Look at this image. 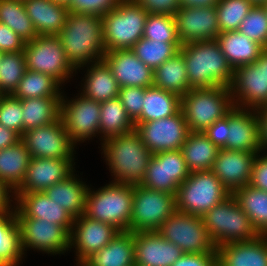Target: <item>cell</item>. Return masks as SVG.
Returning a JSON list of instances; mask_svg holds the SVG:
<instances>
[{"mask_svg":"<svg viewBox=\"0 0 267 266\" xmlns=\"http://www.w3.org/2000/svg\"><path fill=\"white\" fill-rule=\"evenodd\" d=\"M58 37L68 61L76 71L103 60L107 52L104 44L103 18L99 15L69 12Z\"/></svg>","mask_w":267,"mask_h":266,"instance_id":"cell-1","label":"cell"},{"mask_svg":"<svg viewBox=\"0 0 267 266\" xmlns=\"http://www.w3.org/2000/svg\"><path fill=\"white\" fill-rule=\"evenodd\" d=\"M101 147V154L114 177L112 182L141 184L153 154L135 129L105 140Z\"/></svg>","mask_w":267,"mask_h":266,"instance_id":"cell-2","label":"cell"},{"mask_svg":"<svg viewBox=\"0 0 267 266\" xmlns=\"http://www.w3.org/2000/svg\"><path fill=\"white\" fill-rule=\"evenodd\" d=\"M190 88L230 87L233 68L216 40L182 44Z\"/></svg>","mask_w":267,"mask_h":266,"instance_id":"cell-3","label":"cell"},{"mask_svg":"<svg viewBox=\"0 0 267 266\" xmlns=\"http://www.w3.org/2000/svg\"><path fill=\"white\" fill-rule=\"evenodd\" d=\"M109 182L97 190L89 187L84 215L119 231H130L134 185Z\"/></svg>","mask_w":267,"mask_h":266,"instance_id":"cell-4","label":"cell"},{"mask_svg":"<svg viewBox=\"0 0 267 266\" xmlns=\"http://www.w3.org/2000/svg\"><path fill=\"white\" fill-rule=\"evenodd\" d=\"M234 107L229 87L192 88L181 97V111L190 132H203Z\"/></svg>","mask_w":267,"mask_h":266,"instance_id":"cell-5","label":"cell"},{"mask_svg":"<svg viewBox=\"0 0 267 266\" xmlns=\"http://www.w3.org/2000/svg\"><path fill=\"white\" fill-rule=\"evenodd\" d=\"M202 218L216 248L233 242L250 241L259 236L232 194L206 212Z\"/></svg>","mask_w":267,"mask_h":266,"instance_id":"cell-6","label":"cell"},{"mask_svg":"<svg viewBox=\"0 0 267 266\" xmlns=\"http://www.w3.org/2000/svg\"><path fill=\"white\" fill-rule=\"evenodd\" d=\"M147 16L134 0H121L102 17L106 51L131 49L143 37Z\"/></svg>","mask_w":267,"mask_h":266,"instance_id":"cell-7","label":"cell"},{"mask_svg":"<svg viewBox=\"0 0 267 266\" xmlns=\"http://www.w3.org/2000/svg\"><path fill=\"white\" fill-rule=\"evenodd\" d=\"M230 195L211 170L191 172L177 189L176 211L203 216Z\"/></svg>","mask_w":267,"mask_h":266,"instance_id":"cell-8","label":"cell"},{"mask_svg":"<svg viewBox=\"0 0 267 266\" xmlns=\"http://www.w3.org/2000/svg\"><path fill=\"white\" fill-rule=\"evenodd\" d=\"M175 211V194L134 185L130 232L157 231Z\"/></svg>","mask_w":267,"mask_h":266,"instance_id":"cell-9","label":"cell"},{"mask_svg":"<svg viewBox=\"0 0 267 266\" xmlns=\"http://www.w3.org/2000/svg\"><path fill=\"white\" fill-rule=\"evenodd\" d=\"M23 53L28 70L50 75L61 85L78 73L68 61L58 36H37L25 43Z\"/></svg>","mask_w":267,"mask_h":266,"instance_id":"cell-10","label":"cell"},{"mask_svg":"<svg viewBox=\"0 0 267 266\" xmlns=\"http://www.w3.org/2000/svg\"><path fill=\"white\" fill-rule=\"evenodd\" d=\"M157 232L177 245L183 253H214L217 249L209 237L202 216L175 211Z\"/></svg>","mask_w":267,"mask_h":266,"instance_id":"cell-11","label":"cell"},{"mask_svg":"<svg viewBox=\"0 0 267 266\" xmlns=\"http://www.w3.org/2000/svg\"><path fill=\"white\" fill-rule=\"evenodd\" d=\"M229 89L232 103L237 108L267 106V48L255 62L234 70Z\"/></svg>","mask_w":267,"mask_h":266,"instance_id":"cell-12","label":"cell"},{"mask_svg":"<svg viewBox=\"0 0 267 266\" xmlns=\"http://www.w3.org/2000/svg\"><path fill=\"white\" fill-rule=\"evenodd\" d=\"M75 97L68 100L62 94L60 118L70 140L76 145L99 134L101 103L81 93Z\"/></svg>","mask_w":267,"mask_h":266,"instance_id":"cell-13","label":"cell"},{"mask_svg":"<svg viewBox=\"0 0 267 266\" xmlns=\"http://www.w3.org/2000/svg\"><path fill=\"white\" fill-rule=\"evenodd\" d=\"M21 141L32 158L75 159V145L64 128L61 118L49 125L23 132Z\"/></svg>","mask_w":267,"mask_h":266,"instance_id":"cell-14","label":"cell"},{"mask_svg":"<svg viewBox=\"0 0 267 266\" xmlns=\"http://www.w3.org/2000/svg\"><path fill=\"white\" fill-rule=\"evenodd\" d=\"M16 220L24 256L28 249L51 255L64 254L70 249V234L61 225L30 217H16Z\"/></svg>","mask_w":267,"mask_h":266,"instance_id":"cell-15","label":"cell"},{"mask_svg":"<svg viewBox=\"0 0 267 266\" xmlns=\"http://www.w3.org/2000/svg\"><path fill=\"white\" fill-rule=\"evenodd\" d=\"M134 125L152 154L180 150L190 132L181 110L173 116Z\"/></svg>","mask_w":267,"mask_h":266,"instance_id":"cell-16","label":"cell"},{"mask_svg":"<svg viewBox=\"0 0 267 266\" xmlns=\"http://www.w3.org/2000/svg\"><path fill=\"white\" fill-rule=\"evenodd\" d=\"M189 174L181 150L162 151L153 154L141 185L176 195L179 185L188 178Z\"/></svg>","mask_w":267,"mask_h":266,"instance_id":"cell-17","label":"cell"},{"mask_svg":"<svg viewBox=\"0 0 267 266\" xmlns=\"http://www.w3.org/2000/svg\"><path fill=\"white\" fill-rule=\"evenodd\" d=\"M118 232L113 225L92 220L84 214L75 218L69 235V248L76 250V265L109 244Z\"/></svg>","mask_w":267,"mask_h":266,"instance_id":"cell-18","label":"cell"},{"mask_svg":"<svg viewBox=\"0 0 267 266\" xmlns=\"http://www.w3.org/2000/svg\"><path fill=\"white\" fill-rule=\"evenodd\" d=\"M174 19L181 44L216 40L221 33L216 6L180 8Z\"/></svg>","mask_w":267,"mask_h":266,"instance_id":"cell-19","label":"cell"},{"mask_svg":"<svg viewBox=\"0 0 267 266\" xmlns=\"http://www.w3.org/2000/svg\"><path fill=\"white\" fill-rule=\"evenodd\" d=\"M74 159L31 158L27 171L16 193L43 192L66 179L76 170Z\"/></svg>","mask_w":267,"mask_h":266,"instance_id":"cell-20","label":"cell"},{"mask_svg":"<svg viewBox=\"0 0 267 266\" xmlns=\"http://www.w3.org/2000/svg\"><path fill=\"white\" fill-rule=\"evenodd\" d=\"M257 154L220 148L211 171L232 194L250 184Z\"/></svg>","mask_w":267,"mask_h":266,"instance_id":"cell-21","label":"cell"},{"mask_svg":"<svg viewBox=\"0 0 267 266\" xmlns=\"http://www.w3.org/2000/svg\"><path fill=\"white\" fill-rule=\"evenodd\" d=\"M136 266H172L184 253L157 231L133 233Z\"/></svg>","mask_w":267,"mask_h":266,"instance_id":"cell-22","label":"cell"},{"mask_svg":"<svg viewBox=\"0 0 267 266\" xmlns=\"http://www.w3.org/2000/svg\"><path fill=\"white\" fill-rule=\"evenodd\" d=\"M16 217L43 219L61 225L69 234L74 218L55 201L48 198L45 192L16 193Z\"/></svg>","mask_w":267,"mask_h":266,"instance_id":"cell-23","label":"cell"},{"mask_svg":"<svg viewBox=\"0 0 267 266\" xmlns=\"http://www.w3.org/2000/svg\"><path fill=\"white\" fill-rule=\"evenodd\" d=\"M103 60L110 67L120 88L153 86L154 71L139 60L132 50L106 52Z\"/></svg>","mask_w":267,"mask_h":266,"instance_id":"cell-24","label":"cell"},{"mask_svg":"<svg viewBox=\"0 0 267 266\" xmlns=\"http://www.w3.org/2000/svg\"><path fill=\"white\" fill-rule=\"evenodd\" d=\"M227 150L262 153L255 109L233 107L229 111Z\"/></svg>","mask_w":267,"mask_h":266,"instance_id":"cell-25","label":"cell"},{"mask_svg":"<svg viewBox=\"0 0 267 266\" xmlns=\"http://www.w3.org/2000/svg\"><path fill=\"white\" fill-rule=\"evenodd\" d=\"M217 266H267V235L217 247Z\"/></svg>","mask_w":267,"mask_h":266,"instance_id":"cell-26","label":"cell"},{"mask_svg":"<svg viewBox=\"0 0 267 266\" xmlns=\"http://www.w3.org/2000/svg\"><path fill=\"white\" fill-rule=\"evenodd\" d=\"M38 36H58L65 26L69 10L52 0H23Z\"/></svg>","mask_w":267,"mask_h":266,"instance_id":"cell-27","label":"cell"},{"mask_svg":"<svg viewBox=\"0 0 267 266\" xmlns=\"http://www.w3.org/2000/svg\"><path fill=\"white\" fill-rule=\"evenodd\" d=\"M134 253L133 232L119 231L109 244L79 266H136Z\"/></svg>","mask_w":267,"mask_h":266,"instance_id":"cell-28","label":"cell"},{"mask_svg":"<svg viewBox=\"0 0 267 266\" xmlns=\"http://www.w3.org/2000/svg\"><path fill=\"white\" fill-rule=\"evenodd\" d=\"M74 172L66 179L48 187L44 192L63 207L74 219L85 213L89 185Z\"/></svg>","mask_w":267,"mask_h":266,"instance_id":"cell-29","label":"cell"},{"mask_svg":"<svg viewBox=\"0 0 267 266\" xmlns=\"http://www.w3.org/2000/svg\"><path fill=\"white\" fill-rule=\"evenodd\" d=\"M84 67L88 69L85 73V79H82L81 94L100 103L119 96L120 87L104 60L83 66L82 69Z\"/></svg>","mask_w":267,"mask_h":266,"instance_id":"cell-30","label":"cell"},{"mask_svg":"<svg viewBox=\"0 0 267 266\" xmlns=\"http://www.w3.org/2000/svg\"><path fill=\"white\" fill-rule=\"evenodd\" d=\"M216 41L233 70L255 62L265 49L239 30L222 32Z\"/></svg>","mask_w":267,"mask_h":266,"instance_id":"cell-31","label":"cell"},{"mask_svg":"<svg viewBox=\"0 0 267 266\" xmlns=\"http://www.w3.org/2000/svg\"><path fill=\"white\" fill-rule=\"evenodd\" d=\"M180 150L191 173L211 170L220 148L204 132H189Z\"/></svg>","mask_w":267,"mask_h":266,"instance_id":"cell-32","label":"cell"},{"mask_svg":"<svg viewBox=\"0 0 267 266\" xmlns=\"http://www.w3.org/2000/svg\"><path fill=\"white\" fill-rule=\"evenodd\" d=\"M181 97L173 92L150 86L144 88L141 115L134 123H144L173 116L181 109Z\"/></svg>","mask_w":267,"mask_h":266,"instance_id":"cell-33","label":"cell"},{"mask_svg":"<svg viewBox=\"0 0 267 266\" xmlns=\"http://www.w3.org/2000/svg\"><path fill=\"white\" fill-rule=\"evenodd\" d=\"M23 255L15 210L0 211V266H19Z\"/></svg>","mask_w":267,"mask_h":266,"instance_id":"cell-34","label":"cell"},{"mask_svg":"<svg viewBox=\"0 0 267 266\" xmlns=\"http://www.w3.org/2000/svg\"><path fill=\"white\" fill-rule=\"evenodd\" d=\"M31 158L21 140L0 150V180L15 191L24 179Z\"/></svg>","mask_w":267,"mask_h":266,"instance_id":"cell-35","label":"cell"},{"mask_svg":"<svg viewBox=\"0 0 267 266\" xmlns=\"http://www.w3.org/2000/svg\"><path fill=\"white\" fill-rule=\"evenodd\" d=\"M153 75V86L173 92L180 97L191 89L184 57L180 52L163 62L154 70Z\"/></svg>","mask_w":267,"mask_h":266,"instance_id":"cell-36","label":"cell"},{"mask_svg":"<svg viewBox=\"0 0 267 266\" xmlns=\"http://www.w3.org/2000/svg\"><path fill=\"white\" fill-rule=\"evenodd\" d=\"M135 129L134 122L127 115V112L120 99L114 98L101 102L99 137L102 143L110 138L120 136Z\"/></svg>","mask_w":267,"mask_h":266,"instance_id":"cell-37","label":"cell"},{"mask_svg":"<svg viewBox=\"0 0 267 266\" xmlns=\"http://www.w3.org/2000/svg\"><path fill=\"white\" fill-rule=\"evenodd\" d=\"M259 235H267V192L246 185L232 193Z\"/></svg>","mask_w":267,"mask_h":266,"instance_id":"cell-38","label":"cell"},{"mask_svg":"<svg viewBox=\"0 0 267 266\" xmlns=\"http://www.w3.org/2000/svg\"><path fill=\"white\" fill-rule=\"evenodd\" d=\"M23 132L49 125L60 118L61 97H42L21 100Z\"/></svg>","mask_w":267,"mask_h":266,"instance_id":"cell-39","label":"cell"},{"mask_svg":"<svg viewBox=\"0 0 267 266\" xmlns=\"http://www.w3.org/2000/svg\"><path fill=\"white\" fill-rule=\"evenodd\" d=\"M61 84L50 75L26 70L23 78L12 94L13 97L23 100L42 97H62Z\"/></svg>","mask_w":267,"mask_h":266,"instance_id":"cell-40","label":"cell"},{"mask_svg":"<svg viewBox=\"0 0 267 266\" xmlns=\"http://www.w3.org/2000/svg\"><path fill=\"white\" fill-rule=\"evenodd\" d=\"M0 23L6 24L25 42L38 36L26 13L23 0H0Z\"/></svg>","mask_w":267,"mask_h":266,"instance_id":"cell-41","label":"cell"},{"mask_svg":"<svg viewBox=\"0 0 267 266\" xmlns=\"http://www.w3.org/2000/svg\"><path fill=\"white\" fill-rule=\"evenodd\" d=\"M181 45V43H167L142 37L130 50L136 54L139 60L154 71L163 62L179 52Z\"/></svg>","mask_w":267,"mask_h":266,"instance_id":"cell-42","label":"cell"},{"mask_svg":"<svg viewBox=\"0 0 267 266\" xmlns=\"http://www.w3.org/2000/svg\"><path fill=\"white\" fill-rule=\"evenodd\" d=\"M23 51L3 53L0 62V92L2 95H12L18 83L26 72Z\"/></svg>","mask_w":267,"mask_h":266,"instance_id":"cell-43","label":"cell"},{"mask_svg":"<svg viewBox=\"0 0 267 266\" xmlns=\"http://www.w3.org/2000/svg\"><path fill=\"white\" fill-rule=\"evenodd\" d=\"M254 5L248 0H219L216 13L220 32L239 30Z\"/></svg>","mask_w":267,"mask_h":266,"instance_id":"cell-44","label":"cell"},{"mask_svg":"<svg viewBox=\"0 0 267 266\" xmlns=\"http://www.w3.org/2000/svg\"><path fill=\"white\" fill-rule=\"evenodd\" d=\"M143 38L167 43H181L177 36L174 16L166 14H148Z\"/></svg>","mask_w":267,"mask_h":266,"instance_id":"cell-45","label":"cell"},{"mask_svg":"<svg viewBox=\"0 0 267 266\" xmlns=\"http://www.w3.org/2000/svg\"><path fill=\"white\" fill-rule=\"evenodd\" d=\"M239 32L267 48V13L262 5L251 9L241 22Z\"/></svg>","mask_w":267,"mask_h":266,"instance_id":"cell-46","label":"cell"},{"mask_svg":"<svg viewBox=\"0 0 267 266\" xmlns=\"http://www.w3.org/2000/svg\"><path fill=\"white\" fill-rule=\"evenodd\" d=\"M0 124L22 136L23 108L20 99L12 95L0 97Z\"/></svg>","mask_w":267,"mask_h":266,"instance_id":"cell-47","label":"cell"},{"mask_svg":"<svg viewBox=\"0 0 267 266\" xmlns=\"http://www.w3.org/2000/svg\"><path fill=\"white\" fill-rule=\"evenodd\" d=\"M127 115L134 122L142 112L144 102V88L143 87H121L119 89V96Z\"/></svg>","mask_w":267,"mask_h":266,"instance_id":"cell-48","label":"cell"},{"mask_svg":"<svg viewBox=\"0 0 267 266\" xmlns=\"http://www.w3.org/2000/svg\"><path fill=\"white\" fill-rule=\"evenodd\" d=\"M121 0H71L67 5L69 12L99 15L103 17L114 9Z\"/></svg>","mask_w":267,"mask_h":266,"instance_id":"cell-49","label":"cell"},{"mask_svg":"<svg viewBox=\"0 0 267 266\" xmlns=\"http://www.w3.org/2000/svg\"><path fill=\"white\" fill-rule=\"evenodd\" d=\"M148 14H166L174 16L181 8L179 0H134Z\"/></svg>","mask_w":267,"mask_h":266,"instance_id":"cell-50","label":"cell"},{"mask_svg":"<svg viewBox=\"0 0 267 266\" xmlns=\"http://www.w3.org/2000/svg\"><path fill=\"white\" fill-rule=\"evenodd\" d=\"M25 43L26 42L6 24L0 23V51L2 53L23 51Z\"/></svg>","mask_w":267,"mask_h":266,"instance_id":"cell-51","label":"cell"},{"mask_svg":"<svg viewBox=\"0 0 267 266\" xmlns=\"http://www.w3.org/2000/svg\"><path fill=\"white\" fill-rule=\"evenodd\" d=\"M203 132L213 144L219 148H226L229 136V112L224 118L217 120Z\"/></svg>","mask_w":267,"mask_h":266,"instance_id":"cell-52","label":"cell"},{"mask_svg":"<svg viewBox=\"0 0 267 266\" xmlns=\"http://www.w3.org/2000/svg\"><path fill=\"white\" fill-rule=\"evenodd\" d=\"M249 185L267 192V152L257 154Z\"/></svg>","mask_w":267,"mask_h":266,"instance_id":"cell-53","label":"cell"},{"mask_svg":"<svg viewBox=\"0 0 267 266\" xmlns=\"http://www.w3.org/2000/svg\"><path fill=\"white\" fill-rule=\"evenodd\" d=\"M172 266H217V250L214 253H184Z\"/></svg>","mask_w":267,"mask_h":266,"instance_id":"cell-54","label":"cell"},{"mask_svg":"<svg viewBox=\"0 0 267 266\" xmlns=\"http://www.w3.org/2000/svg\"><path fill=\"white\" fill-rule=\"evenodd\" d=\"M259 123V139L262 147V152L267 150V106L258 107L255 109Z\"/></svg>","mask_w":267,"mask_h":266,"instance_id":"cell-55","label":"cell"},{"mask_svg":"<svg viewBox=\"0 0 267 266\" xmlns=\"http://www.w3.org/2000/svg\"><path fill=\"white\" fill-rule=\"evenodd\" d=\"M12 199H15L14 191L0 180V211L15 210V205H13L15 201ZM11 202H13V204Z\"/></svg>","mask_w":267,"mask_h":266,"instance_id":"cell-56","label":"cell"},{"mask_svg":"<svg viewBox=\"0 0 267 266\" xmlns=\"http://www.w3.org/2000/svg\"><path fill=\"white\" fill-rule=\"evenodd\" d=\"M20 140L21 137L16 132L0 124V150L13 146Z\"/></svg>","mask_w":267,"mask_h":266,"instance_id":"cell-57","label":"cell"},{"mask_svg":"<svg viewBox=\"0 0 267 266\" xmlns=\"http://www.w3.org/2000/svg\"><path fill=\"white\" fill-rule=\"evenodd\" d=\"M219 0H179L180 7H212L218 4Z\"/></svg>","mask_w":267,"mask_h":266,"instance_id":"cell-58","label":"cell"},{"mask_svg":"<svg viewBox=\"0 0 267 266\" xmlns=\"http://www.w3.org/2000/svg\"><path fill=\"white\" fill-rule=\"evenodd\" d=\"M250 1L254 6L256 5H263L267 0H248Z\"/></svg>","mask_w":267,"mask_h":266,"instance_id":"cell-59","label":"cell"},{"mask_svg":"<svg viewBox=\"0 0 267 266\" xmlns=\"http://www.w3.org/2000/svg\"><path fill=\"white\" fill-rule=\"evenodd\" d=\"M52 1L67 6L71 0H52Z\"/></svg>","mask_w":267,"mask_h":266,"instance_id":"cell-60","label":"cell"},{"mask_svg":"<svg viewBox=\"0 0 267 266\" xmlns=\"http://www.w3.org/2000/svg\"><path fill=\"white\" fill-rule=\"evenodd\" d=\"M262 6L264 7V9L266 10V13H267V1Z\"/></svg>","mask_w":267,"mask_h":266,"instance_id":"cell-61","label":"cell"},{"mask_svg":"<svg viewBox=\"0 0 267 266\" xmlns=\"http://www.w3.org/2000/svg\"><path fill=\"white\" fill-rule=\"evenodd\" d=\"M2 54H3V53L0 51V62H1Z\"/></svg>","mask_w":267,"mask_h":266,"instance_id":"cell-62","label":"cell"}]
</instances>
